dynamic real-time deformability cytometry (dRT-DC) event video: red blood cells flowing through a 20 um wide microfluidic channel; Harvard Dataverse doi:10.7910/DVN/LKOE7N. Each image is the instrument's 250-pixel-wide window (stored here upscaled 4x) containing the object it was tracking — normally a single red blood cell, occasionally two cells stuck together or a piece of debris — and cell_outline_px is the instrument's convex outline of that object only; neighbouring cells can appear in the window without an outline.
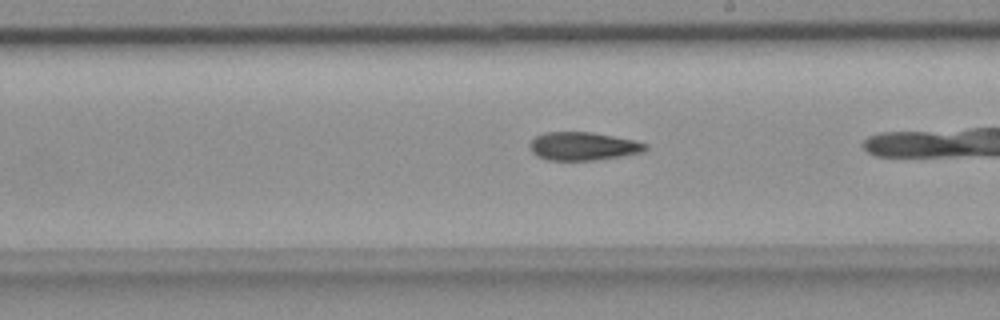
{"species": "common noctule bat (a hibernating species)", "species_latin": "Nyctalus noctula", "temperature_condition": "room temperature", "stored_images_in_passage": 37, "camera_frame_rate_fps": 3000, "um_per_image_px": 0.085, "animal": {"sex": "female", "body_mass_g": 18.4}, "frame": {"image": 1, "passage_image": 25, "time_ms": 8.0, "image_size_px": [1000, 320], "cell_outline_px": [[648, 148], [644, 152], [596, 160], [548, 160], [536, 156], [532, 152], [528, 144], [536, 136], [544, 132], [592, 132], [636, 140], [648, 144]], "centroid_in_image_um": [49.57, 12.42], "position_along_channel_um": 239.4, "area_um2": 19.19}}
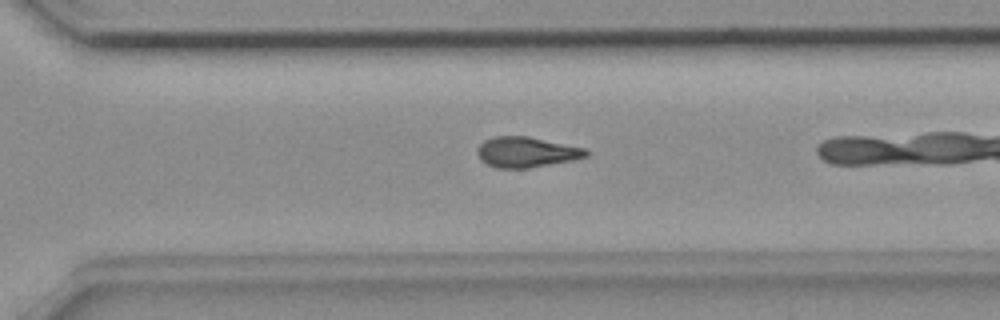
{"frame": {"image": 2, "passage_image": 32, "time_ms": 10.333, "image_size_px": [1000, 320], "cell_outline_px": [[588, 156], [572, 160], [528, 168], [496, 168], [480, 160], [476, 152], [476, 148], [484, 140], [492, 136], [528, 136], [588, 148]], "centroid_in_image_um": [44.73, 12.92], "position_along_channel_um": 325.9, "area_um2": 19.48}}
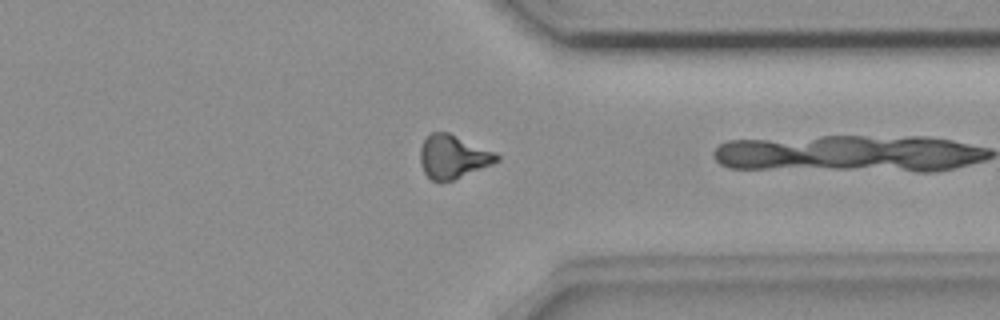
{"frame": {"image": 3, "passage_image": 36, "time_ms": 11.667, "image_size_px": [1000, 320], "cell_outline_px": [[500, 160], [492, 164], [452, 180], [432, 180], [424, 172], [420, 164], [420, 148], [424, 140], [432, 132], [448, 132], [496, 152], [500, 156]], "centroid_in_image_um": [38.51, 13.3], "position_along_channel_um": 372.9, "area_um2": 19.13}}